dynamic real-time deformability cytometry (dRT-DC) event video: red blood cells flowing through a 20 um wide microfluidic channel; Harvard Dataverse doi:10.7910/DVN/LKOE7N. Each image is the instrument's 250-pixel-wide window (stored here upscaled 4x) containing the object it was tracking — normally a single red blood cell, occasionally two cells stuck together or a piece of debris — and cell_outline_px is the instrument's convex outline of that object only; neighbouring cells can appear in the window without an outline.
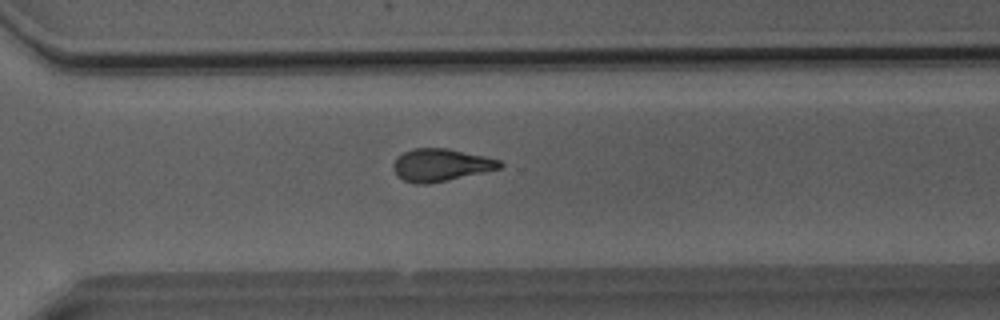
{"species": "Egyptian fruit bat (a non-hibernating species)", "species_latin": "Rousettus aegyptiacus", "temperature_condition": "room temperature", "stored_images_in_passage": 52, "camera_frame_rate_fps": 3000, "um_per_image_px": 0.085, "animal": {"sex": "male"}, "frame": {"image": 1, "passage_image": 36, "time_ms": 11.667, "image_size_px": [1000, 320], "cell_outline_px": [[504, 164], [500, 168], [428, 184], [416, 184], [404, 180], [396, 176], [392, 168], [392, 164], [396, 156], [412, 148], [448, 148], [484, 156], [500, 160]], "centroid_in_image_um": [37.41, 14.01], "position_along_channel_um": 333.2, "area_um2": 20.17}}
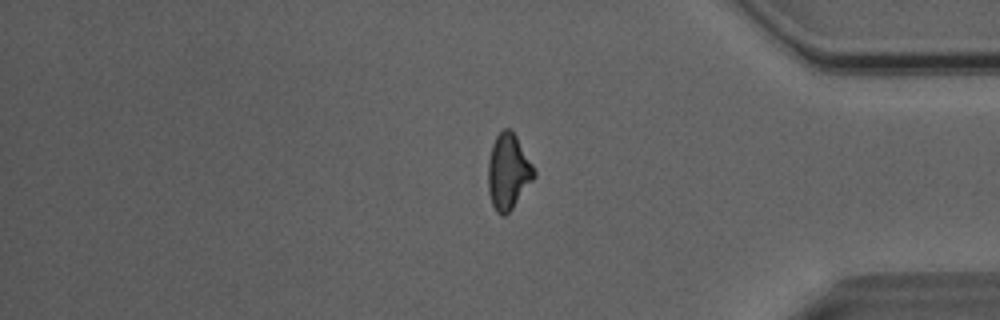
{"frame": {"image": 2, "passage_image": 42, "time_ms": 13.667, "image_size_px": [1000, 320], "cell_outline_px": [[536, 176], [512, 208], [504, 216], [500, 216], [496, 212], [492, 204], [488, 192], [488, 160], [492, 144], [496, 136], [504, 128], [508, 128], [516, 136], [532, 164], [536, 172]], "centroid_in_image_um": [43.18, 14.61], "position_along_channel_um": 392.0, "area_um2": 20.11}}
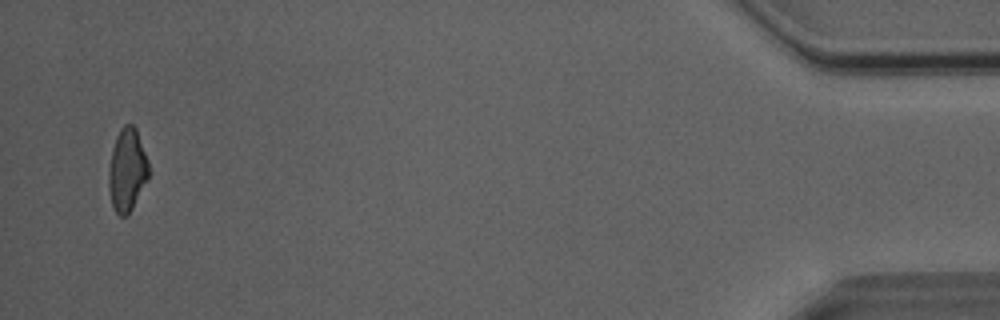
{"frame": {"image": 3, "passage_image": 49, "time_ms": 16.0, "image_size_px": [1000, 320], "cell_outline_px": [[148, 180], [128, 216], [120, 216], [116, 212], [112, 204], [108, 188], [108, 172], [112, 148], [116, 136], [120, 128], [124, 124], [132, 124], [136, 128], [148, 160]], "centroid_in_image_um": [10.8, 14.45], "position_along_channel_um": 424.4, "area_um2": 19.48}, "authors_computed_cell_mechanics": {"area_um2": 20.2589, "velocity_mm_per_s": 4.0607, "shape_relaxation_time_tau1_ms": 6.5884, "shape_relaxation_time_tau2_ms": 2.4815, "deformation_change_tau1": 0.1973, "deformation_change_tau2": 0.109}}